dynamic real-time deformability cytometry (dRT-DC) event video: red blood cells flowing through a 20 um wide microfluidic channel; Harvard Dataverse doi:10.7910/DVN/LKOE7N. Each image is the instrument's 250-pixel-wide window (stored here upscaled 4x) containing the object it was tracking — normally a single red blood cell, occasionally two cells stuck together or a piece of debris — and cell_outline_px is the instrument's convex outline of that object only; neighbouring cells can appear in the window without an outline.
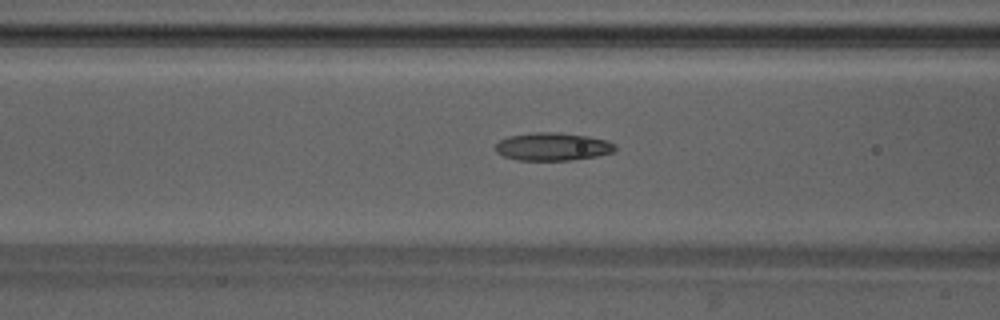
{"species": "Egyptian fruit bat (a non-hibernating species)", "species_latin": "Rousettus aegyptiacus", "temperature_condition": "warm", "stored_images_in_passage": 43, "camera_frame_rate_fps": 3000, "um_per_image_px": 0.085, "animal": {"sex": "male"}, "frame": {"image": 1, "passage_image": 19, "time_ms": 6.0, "image_size_px": [1000, 320], "cell_outline_px": [[616, 148], [612, 152], [596, 156], [568, 160], [520, 160], [504, 156], [496, 152], [496, 144], [500, 140], [508, 136], [536, 132], [556, 132], [588, 136], [608, 140], [616, 144]], "centroid_in_image_um": [46.99, 12.45], "position_along_channel_um": 119.6, "area_um2": 19.36}}
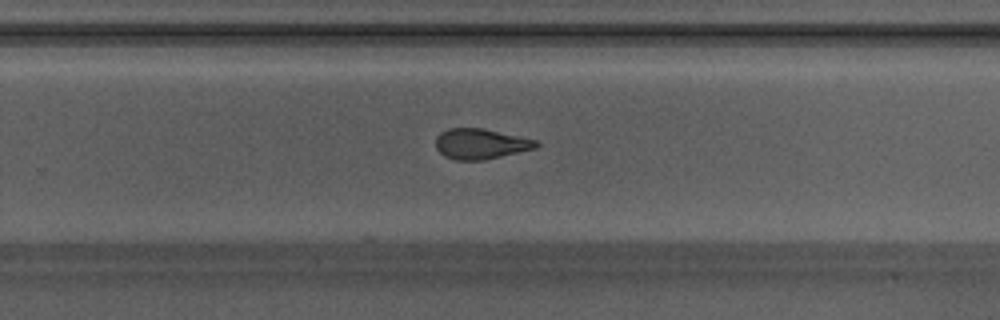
{"frame": {"image": 2, "passage_image": 31, "time_ms": 10.0, "image_size_px": [1000, 320], "cell_outline_px": [[540, 144], [536, 148], [484, 160], [456, 160], [444, 156], [436, 148], [436, 136], [440, 132], [448, 128], [484, 128], [536, 140]], "centroid_in_image_um": [40.83, 12.22], "position_along_channel_um": 289.0, "area_um2": 17.8}}
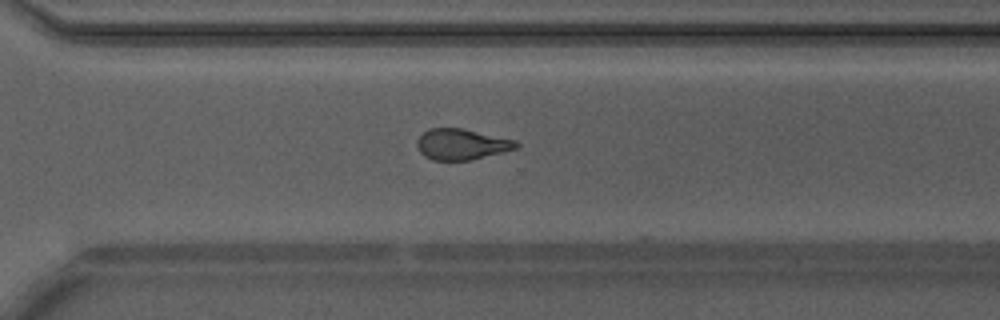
{"frame": {"image": 3, "passage_image": 34, "time_ms": 11.0, "image_size_px": [1000, 320], "cell_outline_px": [[520, 144], [516, 148], [472, 160], [432, 160], [424, 156], [420, 152], [416, 144], [416, 140], [428, 128], [464, 128], [516, 140]], "centroid_in_image_um": [39.22, 12.25], "position_along_channel_um": 331.4, "area_um2": 17.92}, "authors_computed_cell_mechanics": {"area_um2": 18.6694, "velocity_mm_per_s": 4.2382, "shape_relaxation_time_tau1_ms": 3.4791, "shape_relaxation_time_tau2_ms": 2.0473, "deformation_change_tau1": 0.1601, "deformation_change_tau2": 0.1068}}